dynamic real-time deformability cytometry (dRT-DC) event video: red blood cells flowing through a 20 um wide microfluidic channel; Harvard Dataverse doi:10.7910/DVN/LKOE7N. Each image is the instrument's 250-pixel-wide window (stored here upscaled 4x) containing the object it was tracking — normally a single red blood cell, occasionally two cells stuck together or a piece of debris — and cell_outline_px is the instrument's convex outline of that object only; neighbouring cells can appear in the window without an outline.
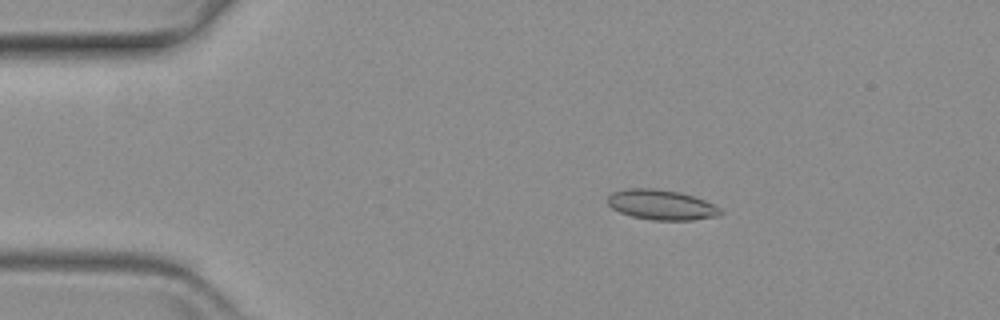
{"species": "common noctule bat (a hibernating species)", "species_latin": "Nyctalus noctula", "temperature_condition": "warm", "stored_images_in_passage": 50, "camera_frame_rate_fps": 3000, "um_per_image_px": 0.085, "animal": {"sex": "female", "body_mass_g": 19.3, "forearm_length_mm": 54.1}, "frame": {"image": 1, "passage_image": 1, "time_ms": 0.0, "image_size_px": [1000, 320], "cell_outline_px": [[724, 212], [720, 216], [692, 220], [652, 220], [632, 216], [620, 212], [612, 208], [608, 204], [608, 196], [612, 192], [628, 188], [656, 188], [680, 192], [704, 200], [720, 208]], "centroid_in_image_um": [56.23, 17.41], "position_along_channel_um": 28.8, "area_um2": 19.83}}
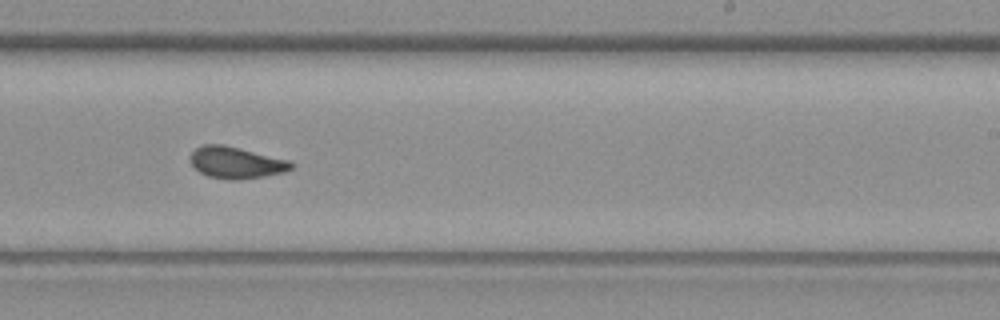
{"frame": {"image": 2, "passage_image": 27, "time_ms": 8.667, "image_size_px": [1000, 320], "cell_outline_px": [[296, 164], [292, 168], [284, 172], [264, 176], [240, 180], [228, 180], [208, 176], [200, 172], [192, 164], [192, 152], [196, 148], [204, 144], [224, 144], [292, 160]], "centroid_in_image_um": [20.14, 13.82], "position_along_channel_um": 268.9, "area_um2": 18.79}}
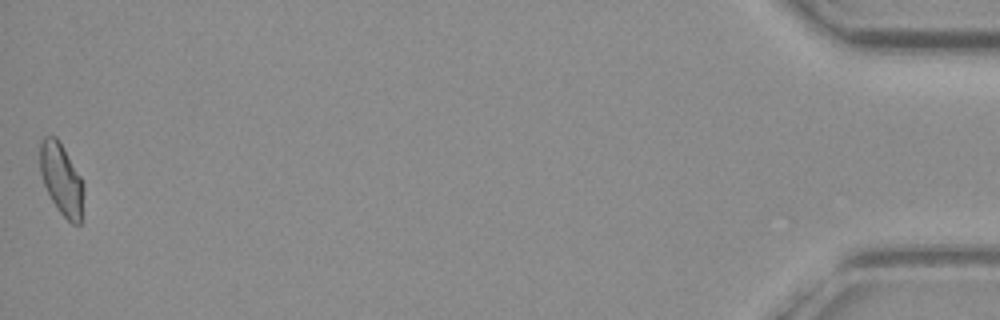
{"frame": {"image": 3, "passage_image": 50, "time_ms": 16.333, "image_size_px": [1000, 320], "cell_outline_px": [[84, 188], [80, 224], [72, 224], [60, 212], [52, 200], [44, 184], [40, 172], [40, 140], [44, 136], [56, 136], [80, 176], [84, 184]], "centroid_in_image_um": [5.22, 15.23], "position_along_channel_um": 430.0, "area_um2": 17.92}}